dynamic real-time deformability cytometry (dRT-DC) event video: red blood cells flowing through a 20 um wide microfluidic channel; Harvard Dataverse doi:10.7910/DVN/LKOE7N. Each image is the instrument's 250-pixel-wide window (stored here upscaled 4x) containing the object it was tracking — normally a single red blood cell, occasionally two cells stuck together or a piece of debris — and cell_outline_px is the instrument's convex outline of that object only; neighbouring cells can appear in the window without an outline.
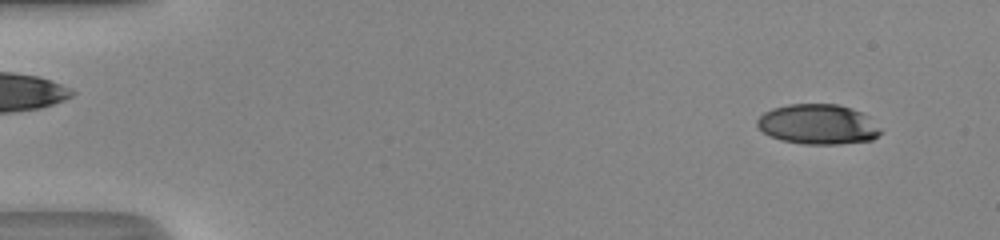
{"species": "human", "species_latin": "Homo sapiens", "temperature_condition": "room temperature", "stored_images_in_passage": 50, "camera_frame_rate_fps": 3000, "um_per_image_px": 0.085, "donor": {"sex": "male"}, "frame": {"image": 1, "passage_image": 4, "time_ms": 1.0, "image_size_px": [1000, 240], "cell_outline_px": [[880, 132], [872, 140], [840, 144], [804, 144], [780, 140], [764, 132], [756, 124], [756, 120], [764, 112], [772, 108], [788, 104], [836, 104], [852, 108], [868, 116], [880, 128]], "centroid_in_image_um": [69.51, 10.56], "position_along_channel_um": 15.5, "area_um2": 28.73}}
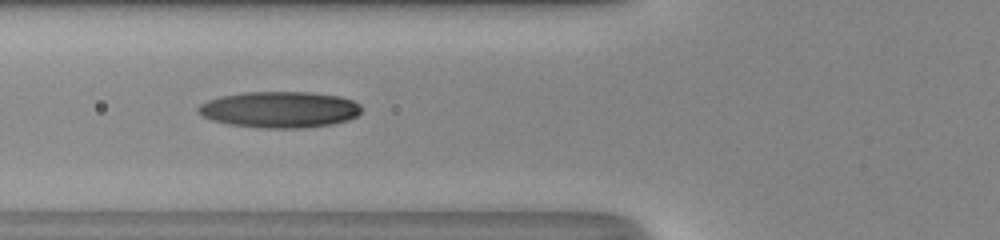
{"frame": {"image": 2, "passage_image": 20, "time_ms": 6.333, "image_size_px": [1000, 240], "cell_outline_px": [[360, 112], [356, 116], [348, 120], [332, 124], [304, 128], [264, 128], [228, 124], [212, 120], [196, 112], [196, 108], [200, 104], [208, 100], [220, 96], [244, 92], [308, 92], [340, 96], [352, 100], [360, 104]], "centroid_in_image_um": [23.75, 9.31], "position_along_channel_um": 102.0, "area_um2": 34.56}}
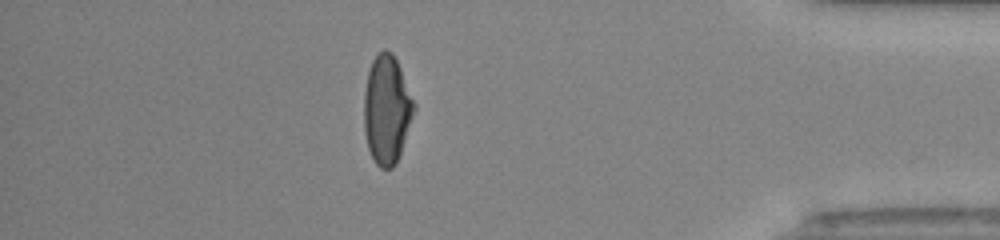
{"frame": {"image": 3, "passage_image": 44, "time_ms": 14.333, "image_size_px": [1000, 240], "cell_outline_px": [[416, 108], [396, 164], [392, 168], [380, 168], [376, 164], [368, 148], [364, 132], [364, 92], [368, 72], [372, 60], [384, 48], [392, 52], [400, 68], [416, 104]], "centroid_in_image_um": [32.88, 9.31], "position_along_channel_um": 402.3, "area_um2": 31.62}, "authors_computed_cell_mechanics": {"area_um2": 31.6744, "velocity_mm_per_s": 4.2307, "shape_relaxation_time_tau1_ms": null, "shape_relaxation_time_tau2_ms": 1.7724, "deformation_change_tau1": null, "deformation_change_tau2": 0.0651}}